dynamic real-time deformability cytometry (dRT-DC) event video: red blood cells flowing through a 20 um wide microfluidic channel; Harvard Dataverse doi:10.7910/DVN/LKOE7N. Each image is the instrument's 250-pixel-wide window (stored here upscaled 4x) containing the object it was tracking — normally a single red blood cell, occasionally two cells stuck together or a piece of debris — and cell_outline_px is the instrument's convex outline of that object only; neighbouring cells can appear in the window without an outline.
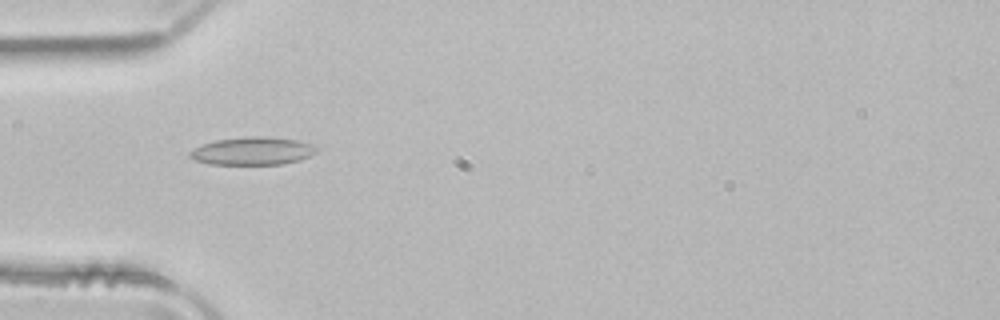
{"species": "common noctule bat (a hibernating species)", "species_latin": "Nyctalus noctula", "temperature_condition": "room temperature", "stored_images_in_passage": 43, "camera_frame_rate_fps": 3000, "um_per_image_px": 0.085, "animal": {"sex": "male", "body_mass_g": 21.5, "forearm_length_mm": 52.0}, "frame": {"image": 1, "passage_image": 8, "time_ms": 2.333, "image_size_px": [1000, 320], "cell_outline_px": [[320, 148], [316, 152], [300, 160], [284, 164], [212, 164], [192, 160], [188, 156], [188, 152], [192, 148], [216, 140], [244, 136], [268, 136], [296, 140], [316, 144]], "centroid_in_image_um": [21.48, 12.82], "position_along_channel_um": 63.5, "area_um2": 20.92}}
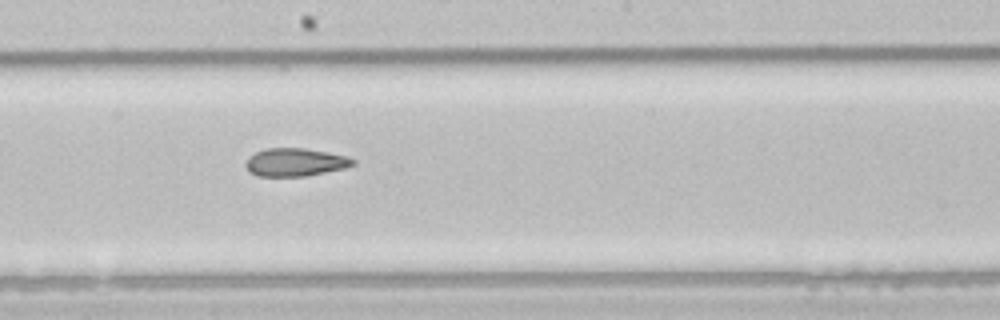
{"frame": {"image": 2, "passage_image": 20, "time_ms": 6.333, "image_size_px": [1000, 320], "cell_outline_px": [[356, 164], [344, 168], [308, 176], [256, 176], [248, 172], [244, 164], [248, 156], [264, 148], [304, 148], [328, 152], [348, 156], [356, 160]], "centroid_in_image_um": [25.07, 13.79], "position_along_channel_um": 223.1, "area_um2": 17.8}}
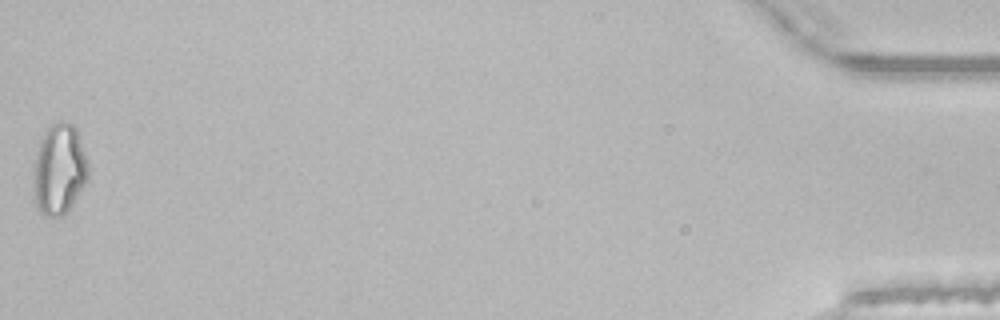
{"frame": {"image": 3, "passage_image": 43, "time_ms": 14.0, "image_size_px": [1000, 320], "cell_outline_px": [[88, 176], [84, 184], [72, 204], [64, 216], [44, 216], [40, 212], [36, 204], [32, 188], [36, 152], [44, 132], [52, 124], [60, 120], [72, 124], [76, 128], [88, 168]], "centroid_in_image_um": [5.0, 14.42], "position_along_channel_um": 430.2, "area_um2": 28.61}, "authors_computed_cell_mechanics": {"area_um2": 19.3052, "velocity_mm_per_s": 4.0079, "shape_relaxation_time_tau1_ms": null, "shape_relaxation_time_tau2_ms": 2.753, "deformation_change_tau1": null, "deformation_change_tau2": 0.105}}